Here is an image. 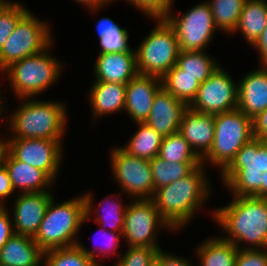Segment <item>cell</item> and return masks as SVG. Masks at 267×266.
<instances>
[{"label": "cell", "instance_id": "1", "mask_svg": "<svg viewBox=\"0 0 267 266\" xmlns=\"http://www.w3.org/2000/svg\"><path fill=\"white\" fill-rule=\"evenodd\" d=\"M203 165L196 166L183 178L156 189L151 198L160 216L173 231L187 225L210 195Z\"/></svg>", "mask_w": 267, "mask_h": 266}, {"label": "cell", "instance_id": "2", "mask_svg": "<svg viewBox=\"0 0 267 266\" xmlns=\"http://www.w3.org/2000/svg\"><path fill=\"white\" fill-rule=\"evenodd\" d=\"M213 216L229 235L224 239L238 249L267 248V199L234 196L231 203L214 210ZM244 241L249 247L239 248Z\"/></svg>", "mask_w": 267, "mask_h": 266}, {"label": "cell", "instance_id": "3", "mask_svg": "<svg viewBox=\"0 0 267 266\" xmlns=\"http://www.w3.org/2000/svg\"><path fill=\"white\" fill-rule=\"evenodd\" d=\"M91 194H82L79 198L71 199L61 204H55L52 197L39 226L34 241L43 250L70 247L77 245L76 233L81 224L90 220L93 212V200Z\"/></svg>", "mask_w": 267, "mask_h": 266}, {"label": "cell", "instance_id": "4", "mask_svg": "<svg viewBox=\"0 0 267 266\" xmlns=\"http://www.w3.org/2000/svg\"><path fill=\"white\" fill-rule=\"evenodd\" d=\"M233 196L267 199V141L253 138L221 172Z\"/></svg>", "mask_w": 267, "mask_h": 266}, {"label": "cell", "instance_id": "5", "mask_svg": "<svg viewBox=\"0 0 267 266\" xmlns=\"http://www.w3.org/2000/svg\"><path fill=\"white\" fill-rule=\"evenodd\" d=\"M23 98L24 102L9 118L15 135L10 139L61 140L67 121L64 103ZM28 100V101H27Z\"/></svg>", "mask_w": 267, "mask_h": 266}, {"label": "cell", "instance_id": "6", "mask_svg": "<svg viewBox=\"0 0 267 266\" xmlns=\"http://www.w3.org/2000/svg\"><path fill=\"white\" fill-rule=\"evenodd\" d=\"M214 123L213 145L202 158V163L207 160L213 166H219L222 172L238 151L254 138L253 120L237 108L215 114Z\"/></svg>", "mask_w": 267, "mask_h": 266}, {"label": "cell", "instance_id": "7", "mask_svg": "<svg viewBox=\"0 0 267 266\" xmlns=\"http://www.w3.org/2000/svg\"><path fill=\"white\" fill-rule=\"evenodd\" d=\"M48 48L44 51L25 57L22 60L12 63L3 74H8L10 86L18 98H35V95L42 93L58 80L61 72V63Z\"/></svg>", "mask_w": 267, "mask_h": 266}, {"label": "cell", "instance_id": "8", "mask_svg": "<svg viewBox=\"0 0 267 266\" xmlns=\"http://www.w3.org/2000/svg\"><path fill=\"white\" fill-rule=\"evenodd\" d=\"M157 26L141 42L136 52L138 74L162 78L172 69L180 52L174 28L165 18H156Z\"/></svg>", "mask_w": 267, "mask_h": 266}, {"label": "cell", "instance_id": "9", "mask_svg": "<svg viewBox=\"0 0 267 266\" xmlns=\"http://www.w3.org/2000/svg\"><path fill=\"white\" fill-rule=\"evenodd\" d=\"M47 23L29 11L16 25L0 51V71L12 63L44 51L53 43Z\"/></svg>", "mask_w": 267, "mask_h": 266}, {"label": "cell", "instance_id": "10", "mask_svg": "<svg viewBox=\"0 0 267 266\" xmlns=\"http://www.w3.org/2000/svg\"><path fill=\"white\" fill-rule=\"evenodd\" d=\"M164 18L174 28L180 51H203L217 30L207 1L192 7L181 17L168 13Z\"/></svg>", "mask_w": 267, "mask_h": 266}, {"label": "cell", "instance_id": "11", "mask_svg": "<svg viewBox=\"0 0 267 266\" xmlns=\"http://www.w3.org/2000/svg\"><path fill=\"white\" fill-rule=\"evenodd\" d=\"M161 227L172 230L160 216L151 199H137L126 205L122 235L127 241L128 247L161 249L155 239L157 228Z\"/></svg>", "mask_w": 267, "mask_h": 266}, {"label": "cell", "instance_id": "12", "mask_svg": "<svg viewBox=\"0 0 267 266\" xmlns=\"http://www.w3.org/2000/svg\"><path fill=\"white\" fill-rule=\"evenodd\" d=\"M110 157L114 178L121 191L135 200L153 197L154 183L149 160L129 155L121 147H114Z\"/></svg>", "mask_w": 267, "mask_h": 266}, {"label": "cell", "instance_id": "13", "mask_svg": "<svg viewBox=\"0 0 267 266\" xmlns=\"http://www.w3.org/2000/svg\"><path fill=\"white\" fill-rule=\"evenodd\" d=\"M60 141L24 138L0 140V144L16 160L44 171L54 181L62 162Z\"/></svg>", "mask_w": 267, "mask_h": 266}, {"label": "cell", "instance_id": "14", "mask_svg": "<svg viewBox=\"0 0 267 266\" xmlns=\"http://www.w3.org/2000/svg\"><path fill=\"white\" fill-rule=\"evenodd\" d=\"M221 66L203 83L189 105L193 110L218 114L237 109L238 85Z\"/></svg>", "mask_w": 267, "mask_h": 266}, {"label": "cell", "instance_id": "15", "mask_svg": "<svg viewBox=\"0 0 267 266\" xmlns=\"http://www.w3.org/2000/svg\"><path fill=\"white\" fill-rule=\"evenodd\" d=\"M52 197L50 192L21 193L18 195L13 210L14 232L34 237Z\"/></svg>", "mask_w": 267, "mask_h": 266}, {"label": "cell", "instance_id": "16", "mask_svg": "<svg viewBox=\"0 0 267 266\" xmlns=\"http://www.w3.org/2000/svg\"><path fill=\"white\" fill-rule=\"evenodd\" d=\"M160 77L137 74L126 84L124 110L136 123H143L150 115L156 93L162 88Z\"/></svg>", "mask_w": 267, "mask_h": 266}, {"label": "cell", "instance_id": "17", "mask_svg": "<svg viewBox=\"0 0 267 266\" xmlns=\"http://www.w3.org/2000/svg\"><path fill=\"white\" fill-rule=\"evenodd\" d=\"M188 105L175 98L163 87L156 93L150 115L145 123L163 137L179 131Z\"/></svg>", "mask_w": 267, "mask_h": 266}, {"label": "cell", "instance_id": "18", "mask_svg": "<svg viewBox=\"0 0 267 266\" xmlns=\"http://www.w3.org/2000/svg\"><path fill=\"white\" fill-rule=\"evenodd\" d=\"M202 159L211 149L214 141V114L201 113L191 107L183 113L178 131Z\"/></svg>", "mask_w": 267, "mask_h": 266}, {"label": "cell", "instance_id": "19", "mask_svg": "<svg viewBox=\"0 0 267 266\" xmlns=\"http://www.w3.org/2000/svg\"><path fill=\"white\" fill-rule=\"evenodd\" d=\"M238 84V109L253 119L267 109V65L246 74Z\"/></svg>", "mask_w": 267, "mask_h": 266}, {"label": "cell", "instance_id": "20", "mask_svg": "<svg viewBox=\"0 0 267 266\" xmlns=\"http://www.w3.org/2000/svg\"><path fill=\"white\" fill-rule=\"evenodd\" d=\"M0 161L8 170L14 190L19 188L22 194L48 192L46 188L55 182L44 171L16 160L1 144Z\"/></svg>", "mask_w": 267, "mask_h": 266}, {"label": "cell", "instance_id": "21", "mask_svg": "<svg viewBox=\"0 0 267 266\" xmlns=\"http://www.w3.org/2000/svg\"><path fill=\"white\" fill-rule=\"evenodd\" d=\"M95 82L127 84L137 74L136 53H102L94 66Z\"/></svg>", "mask_w": 267, "mask_h": 266}, {"label": "cell", "instance_id": "22", "mask_svg": "<svg viewBox=\"0 0 267 266\" xmlns=\"http://www.w3.org/2000/svg\"><path fill=\"white\" fill-rule=\"evenodd\" d=\"M43 252L33 237L14 233L0 249V266H40Z\"/></svg>", "mask_w": 267, "mask_h": 266}, {"label": "cell", "instance_id": "23", "mask_svg": "<svg viewBox=\"0 0 267 266\" xmlns=\"http://www.w3.org/2000/svg\"><path fill=\"white\" fill-rule=\"evenodd\" d=\"M89 94L95 118L116 113L125 108L126 84L94 82Z\"/></svg>", "mask_w": 267, "mask_h": 266}, {"label": "cell", "instance_id": "24", "mask_svg": "<svg viewBox=\"0 0 267 266\" xmlns=\"http://www.w3.org/2000/svg\"><path fill=\"white\" fill-rule=\"evenodd\" d=\"M267 25V1L247 0L239 17L235 30L242 32L251 46L259 38Z\"/></svg>", "mask_w": 267, "mask_h": 266}, {"label": "cell", "instance_id": "25", "mask_svg": "<svg viewBox=\"0 0 267 266\" xmlns=\"http://www.w3.org/2000/svg\"><path fill=\"white\" fill-rule=\"evenodd\" d=\"M238 248L224 238H211L199 244L196 254L200 266H235Z\"/></svg>", "mask_w": 267, "mask_h": 266}, {"label": "cell", "instance_id": "26", "mask_svg": "<svg viewBox=\"0 0 267 266\" xmlns=\"http://www.w3.org/2000/svg\"><path fill=\"white\" fill-rule=\"evenodd\" d=\"M96 252L81 243L70 247L54 248L43 252L44 266H102Z\"/></svg>", "mask_w": 267, "mask_h": 266}, {"label": "cell", "instance_id": "27", "mask_svg": "<svg viewBox=\"0 0 267 266\" xmlns=\"http://www.w3.org/2000/svg\"><path fill=\"white\" fill-rule=\"evenodd\" d=\"M138 130L132 135L128 144L121 147L129 155L151 160L158 156L163 136L145 122L137 123Z\"/></svg>", "mask_w": 267, "mask_h": 266}, {"label": "cell", "instance_id": "28", "mask_svg": "<svg viewBox=\"0 0 267 266\" xmlns=\"http://www.w3.org/2000/svg\"><path fill=\"white\" fill-rule=\"evenodd\" d=\"M161 82L167 92L188 106L195 98L201 84L195 77L184 74L177 65L161 78Z\"/></svg>", "mask_w": 267, "mask_h": 266}, {"label": "cell", "instance_id": "29", "mask_svg": "<svg viewBox=\"0 0 267 266\" xmlns=\"http://www.w3.org/2000/svg\"><path fill=\"white\" fill-rule=\"evenodd\" d=\"M176 65L184 74L195 77L200 83L205 82L220 67L203 51H180Z\"/></svg>", "mask_w": 267, "mask_h": 266}, {"label": "cell", "instance_id": "30", "mask_svg": "<svg viewBox=\"0 0 267 266\" xmlns=\"http://www.w3.org/2000/svg\"><path fill=\"white\" fill-rule=\"evenodd\" d=\"M149 164L155 192L156 189L183 178L202 163H174L162 160L157 156L149 160Z\"/></svg>", "mask_w": 267, "mask_h": 266}, {"label": "cell", "instance_id": "31", "mask_svg": "<svg viewBox=\"0 0 267 266\" xmlns=\"http://www.w3.org/2000/svg\"><path fill=\"white\" fill-rule=\"evenodd\" d=\"M158 157L174 163H202V159L179 132L163 138Z\"/></svg>", "mask_w": 267, "mask_h": 266}, {"label": "cell", "instance_id": "32", "mask_svg": "<svg viewBox=\"0 0 267 266\" xmlns=\"http://www.w3.org/2000/svg\"><path fill=\"white\" fill-rule=\"evenodd\" d=\"M247 0H211L208 1L214 25L226 33H232Z\"/></svg>", "mask_w": 267, "mask_h": 266}, {"label": "cell", "instance_id": "33", "mask_svg": "<svg viewBox=\"0 0 267 266\" xmlns=\"http://www.w3.org/2000/svg\"><path fill=\"white\" fill-rule=\"evenodd\" d=\"M29 12L22 4L0 0V51L17 23Z\"/></svg>", "mask_w": 267, "mask_h": 266}, {"label": "cell", "instance_id": "34", "mask_svg": "<svg viewBox=\"0 0 267 266\" xmlns=\"http://www.w3.org/2000/svg\"><path fill=\"white\" fill-rule=\"evenodd\" d=\"M111 195L109 196L108 200L107 198L105 199L106 203H108V206L105 205L106 203H99V205L104 209L99 210L101 211V214L99 212V215L96 216L95 220L98 222L99 225H102V228L105 229L106 226L111 229L110 231L115 232V233H122L123 232V227H124V215L126 212V205L123 206L121 204V201L119 200L116 202L109 201ZM105 211V213L103 212Z\"/></svg>", "mask_w": 267, "mask_h": 266}, {"label": "cell", "instance_id": "35", "mask_svg": "<svg viewBox=\"0 0 267 266\" xmlns=\"http://www.w3.org/2000/svg\"><path fill=\"white\" fill-rule=\"evenodd\" d=\"M156 255L157 249L154 247H128L115 266H150Z\"/></svg>", "mask_w": 267, "mask_h": 266}, {"label": "cell", "instance_id": "36", "mask_svg": "<svg viewBox=\"0 0 267 266\" xmlns=\"http://www.w3.org/2000/svg\"><path fill=\"white\" fill-rule=\"evenodd\" d=\"M100 41V54L133 52L128 45V32L98 33Z\"/></svg>", "mask_w": 267, "mask_h": 266}, {"label": "cell", "instance_id": "37", "mask_svg": "<svg viewBox=\"0 0 267 266\" xmlns=\"http://www.w3.org/2000/svg\"><path fill=\"white\" fill-rule=\"evenodd\" d=\"M136 9L143 11L147 16L164 18L171 13L172 2L174 0H128Z\"/></svg>", "mask_w": 267, "mask_h": 266}, {"label": "cell", "instance_id": "38", "mask_svg": "<svg viewBox=\"0 0 267 266\" xmlns=\"http://www.w3.org/2000/svg\"><path fill=\"white\" fill-rule=\"evenodd\" d=\"M235 266H267V248L239 249Z\"/></svg>", "mask_w": 267, "mask_h": 266}, {"label": "cell", "instance_id": "39", "mask_svg": "<svg viewBox=\"0 0 267 266\" xmlns=\"http://www.w3.org/2000/svg\"><path fill=\"white\" fill-rule=\"evenodd\" d=\"M107 230V231H106ZM109 229H103L101 228V232L104 233L102 236L104 237V244H101L99 246H96L97 248L96 249H101L100 250V253L98 252L97 253V256L99 254H102L101 255V258H104L106 257L107 255V252H109L110 254L111 253H114L115 254V250L116 248L118 247L119 245V241H120V237L122 235V233H115V232H112V231H108ZM106 232V233H105ZM106 242V243H105Z\"/></svg>", "mask_w": 267, "mask_h": 266}, {"label": "cell", "instance_id": "40", "mask_svg": "<svg viewBox=\"0 0 267 266\" xmlns=\"http://www.w3.org/2000/svg\"><path fill=\"white\" fill-rule=\"evenodd\" d=\"M14 233L12 221L9 213H7L6 206H0V249Z\"/></svg>", "mask_w": 267, "mask_h": 266}, {"label": "cell", "instance_id": "41", "mask_svg": "<svg viewBox=\"0 0 267 266\" xmlns=\"http://www.w3.org/2000/svg\"><path fill=\"white\" fill-rule=\"evenodd\" d=\"M14 191L8 170L0 161V206H5L4 199L8 198Z\"/></svg>", "mask_w": 267, "mask_h": 266}, {"label": "cell", "instance_id": "42", "mask_svg": "<svg viewBox=\"0 0 267 266\" xmlns=\"http://www.w3.org/2000/svg\"><path fill=\"white\" fill-rule=\"evenodd\" d=\"M254 138L267 141V109L253 119Z\"/></svg>", "mask_w": 267, "mask_h": 266}, {"label": "cell", "instance_id": "43", "mask_svg": "<svg viewBox=\"0 0 267 266\" xmlns=\"http://www.w3.org/2000/svg\"><path fill=\"white\" fill-rule=\"evenodd\" d=\"M156 258L161 262L162 266H193L187 259L169 255V253H165L162 249L157 250Z\"/></svg>", "mask_w": 267, "mask_h": 266}, {"label": "cell", "instance_id": "44", "mask_svg": "<svg viewBox=\"0 0 267 266\" xmlns=\"http://www.w3.org/2000/svg\"><path fill=\"white\" fill-rule=\"evenodd\" d=\"M96 27L97 33L128 32L127 29L120 28L118 24L108 17L98 20Z\"/></svg>", "mask_w": 267, "mask_h": 266}, {"label": "cell", "instance_id": "45", "mask_svg": "<svg viewBox=\"0 0 267 266\" xmlns=\"http://www.w3.org/2000/svg\"><path fill=\"white\" fill-rule=\"evenodd\" d=\"M254 48L258 49V53L260 54V64L267 65V25L259 38L252 45Z\"/></svg>", "mask_w": 267, "mask_h": 266}, {"label": "cell", "instance_id": "46", "mask_svg": "<svg viewBox=\"0 0 267 266\" xmlns=\"http://www.w3.org/2000/svg\"><path fill=\"white\" fill-rule=\"evenodd\" d=\"M76 2L87 6L91 11H98L101 7H104L106 4L111 3L113 0H75Z\"/></svg>", "mask_w": 267, "mask_h": 266}, {"label": "cell", "instance_id": "47", "mask_svg": "<svg viewBox=\"0 0 267 266\" xmlns=\"http://www.w3.org/2000/svg\"><path fill=\"white\" fill-rule=\"evenodd\" d=\"M150 266H162L161 262L156 258L151 264Z\"/></svg>", "mask_w": 267, "mask_h": 266}, {"label": "cell", "instance_id": "48", "mask_svg": "<svg viewBox=\"0 0 267 266\" xmlns=\"http://www.w3.org/2000/svg\"><path fill=\"white\" fill-rule=\"evenodd\" d=\"M1 99H2V98H1V96H0V114H1L2 111L4 112V110H3L4 107H2V104H1L2 101H1ZM0 116H1V115H0Z\"/></svg>", "mask_w": 267, "mask_h": 266}]
</instances>
